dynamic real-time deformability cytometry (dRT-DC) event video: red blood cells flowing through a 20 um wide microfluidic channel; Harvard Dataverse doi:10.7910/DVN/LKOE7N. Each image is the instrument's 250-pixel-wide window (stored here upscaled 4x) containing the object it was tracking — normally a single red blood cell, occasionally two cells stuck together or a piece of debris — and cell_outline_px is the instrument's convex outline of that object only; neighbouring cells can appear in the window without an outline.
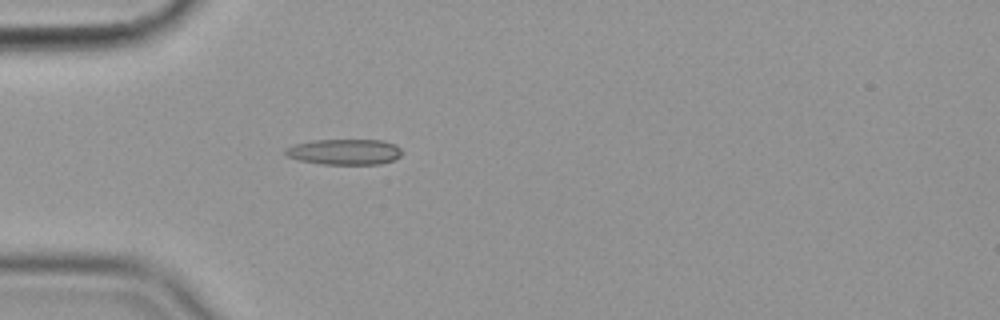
{"species": "common noctule bat (a hibernating species)", "species_latin": "Nyctalus noctula", "temperature_condition": "cold", "stored_images_in_passage": 41, "camera_frame_rate_fps": 3000, "um_per_image_px": 0.085, "animal": {"sex": "female", "body_mass_g": 19.9}, "frame": {"image": 1, "passage_image": 1, "time_ms": 0.0, "image_size_px": [1000, 320], "cell_outline_px": [[404, 152], [400, 156], [392, 160], [380, 164], [324, 164], [300, 160], [288, 156], [284, 152], [284, 148], [292, 144], [312, 140], [384, 140], [396, 144]], "centroid_in_image_um": [29.29, 12.89], "position_along_channel_um": 55.7, "area_um2": 17.57}}
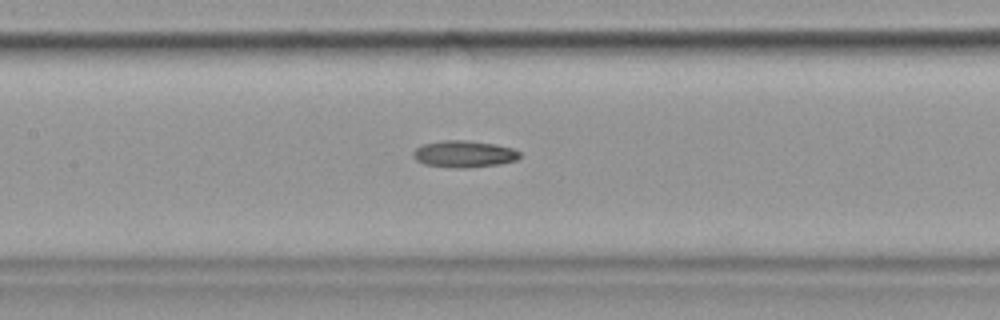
{"frame": {"image": 2, "passage_image": 11, "time_ms": 3.333, "image_size_px": [1000, 320], "cell_outline_px": [[520, 156], [516, 160], [500, 164], [468, 168], [456, 168], [424, 164], [416, 160], [412, 156], [412, 152], [416, 148], [424, 144], [440, 140], [464, 140], [496, 144], [512, 148], [520, 152]], "centroid_in_image_um": [39.43, 13.09], "position_along_channel_um": 168.0, "area_um2": 16.7}}
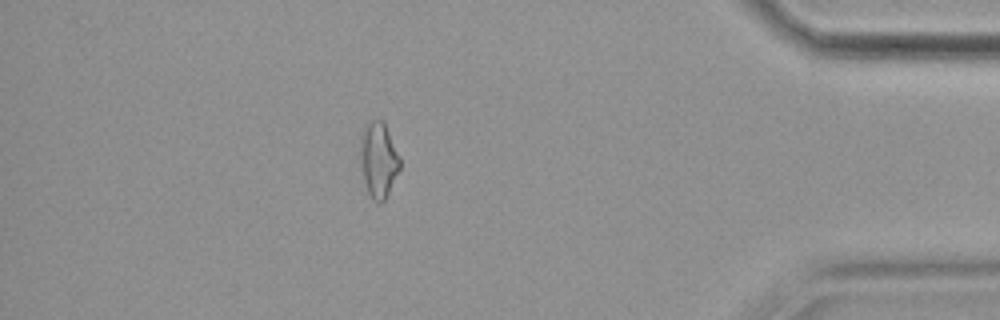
{"frame": {"image": 3, "passage_image": 34, "time_ms": 11.0, "image_size_px": [1000, 320], "cell_outline_px": [[400, 168], [384, 200], [380, 204], [376, 204], [372, 200], [368, 192], [364, 180], [360, 156], [360, 136], [364, 124], [368, 120], [384, 120], [400, 156]], "centroid_in_image_um": [32.16, 13.54], "position_along_channel_um": 403.0, "area_um2": 17.63}}